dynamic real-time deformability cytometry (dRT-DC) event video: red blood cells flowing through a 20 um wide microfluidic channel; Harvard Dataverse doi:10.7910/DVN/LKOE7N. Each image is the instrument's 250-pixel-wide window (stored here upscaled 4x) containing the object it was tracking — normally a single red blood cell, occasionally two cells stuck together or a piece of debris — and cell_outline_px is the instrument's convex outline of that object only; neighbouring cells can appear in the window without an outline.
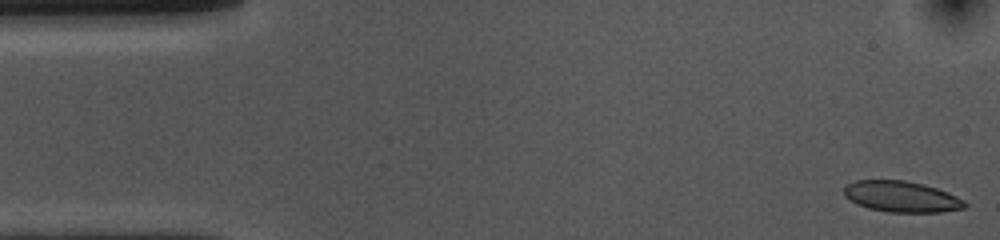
{"species": "common noctule bat (a hibernating species)", "species_latin": "Nyctalus noctula", "temperature_condition": "cold", "stored_images_in_passage": 53, "camera_frame_rate_fps": 3000, "um_per_image_px": 0.085, "animal": {"sex": "female", "body_mass_g": 10.0, "forearm_length_mm": 53.1}, "frame": {"image": 1, "passage_image": 1, "time_ms": 0.0, "image_size_px": [1000, 240], "cell_outline_px": [[968, 204], [964, 208], [940, 212], [888, 212], [868, 208], [856, 204], [844, 196], [844, 188], [848, 184], [856, 180], [904, 180], [924, 184], [948, 192], [964, 200]], "centroid_in_image_um": [76.62, 16.71], "position_along_channel_um": 8.4, "area_um2": 21.85}}
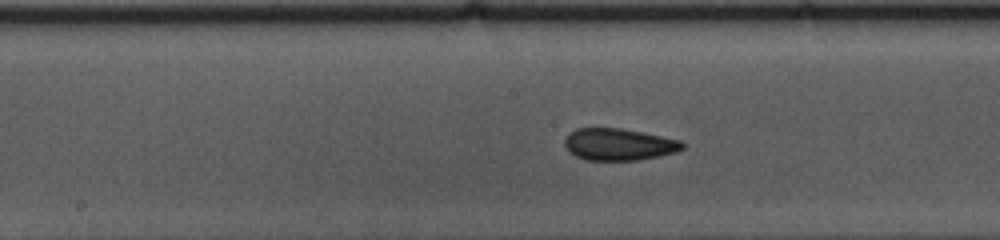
{"frame": {"image": 2, "passage_image": 25, "time_ms": 8.0, "image_size_px": [1000, 240], "cell_outline_px": [[684, 148], [676, 152], [640, 160], [588, 160], [576, 156], [568, 152], [564, 144], [564, 140], [576, 128], [620, 128], [680, 140], [684, 144]], "centroid_in_image_um": [52.59, 12.28], "position_along_channel_um": 195.6, "area_um2": 21.73}}
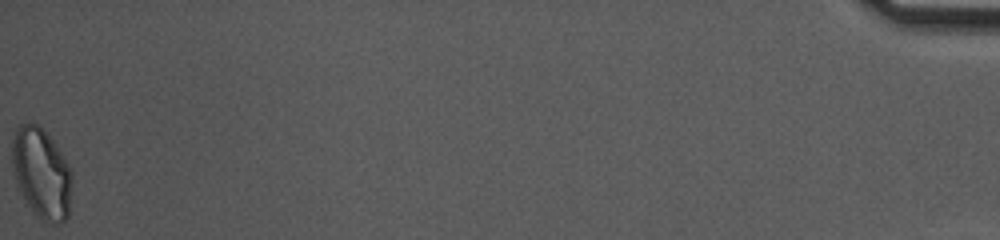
{"frame": {"image": 3, "passage_image": 53, "time_ms": 17.333, "image_size_px": [1000, 240], "cell_outline_px": [[72, 180], [68, 216], [60, 224], [56, 224], [44, 220], [28, 204], [20, 192], [16, 180], [12, 164], [12, 136], [16, 128], [20, 124], [28, 120], [36, 124], [52, 140], [68, 164], [72, 172]], "centroid_in_image_um": [3.52, 14.69], "position_along_channel_um": 431.7, "area_um2": 31.21}, "authors_computed_cell_mechanics": {"area_um2": 22.4842, "velocity_mm_per_s": 3.6788, "shape_relaxation_time_tau1_ms": null, "shape_relaxation_time_tau2_ms": 2.3962, "deformation_change_tau1": null, "deformation_change_tau2": 0.0695}}